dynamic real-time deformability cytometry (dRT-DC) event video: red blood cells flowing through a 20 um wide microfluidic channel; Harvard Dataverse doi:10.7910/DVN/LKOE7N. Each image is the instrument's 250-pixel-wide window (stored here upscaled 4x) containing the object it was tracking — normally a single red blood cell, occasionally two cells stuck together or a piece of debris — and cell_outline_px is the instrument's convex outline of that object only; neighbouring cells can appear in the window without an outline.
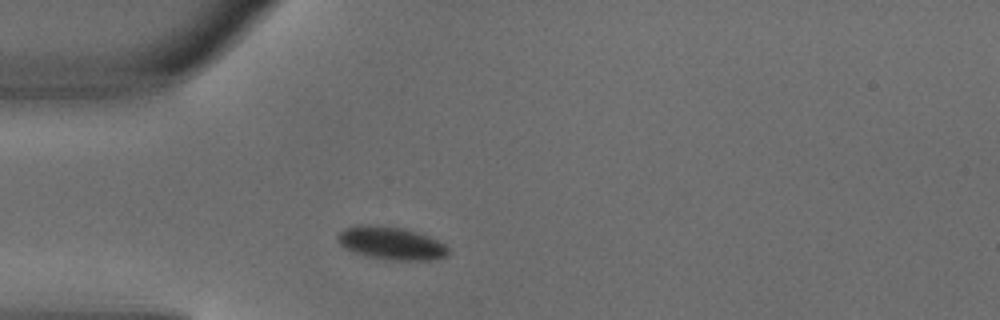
{"species": "common noctule bat (a hibernating species)", "species_latin": "Nyctalus noctula", "temperature_condition": "warm", "stored_images_in_passage": 1, "camera_frame_rate_fps": 3000, "um_per_image_px": 0.085, "animal": {"sex": "male", "body_mass_g": 18.8}, "frame": {"image": 1, "passage_image": 1, "time_ms": 0.0, "image_size_px": [1000, 320], "cell_outline_px": [[448, 252], [444, 256], [432, 260], [392, 260], [368, 256], [352, 252], [344, 248], [336, 240], [336, 236], [344, 228], [360, 224], [400, 228], [428, 236], [444, 244], [448, 248]], "centroid_in_image_um": [33.18, 20.68], "position_along_channel_um": 51.8, "area_um2": 20.87}}